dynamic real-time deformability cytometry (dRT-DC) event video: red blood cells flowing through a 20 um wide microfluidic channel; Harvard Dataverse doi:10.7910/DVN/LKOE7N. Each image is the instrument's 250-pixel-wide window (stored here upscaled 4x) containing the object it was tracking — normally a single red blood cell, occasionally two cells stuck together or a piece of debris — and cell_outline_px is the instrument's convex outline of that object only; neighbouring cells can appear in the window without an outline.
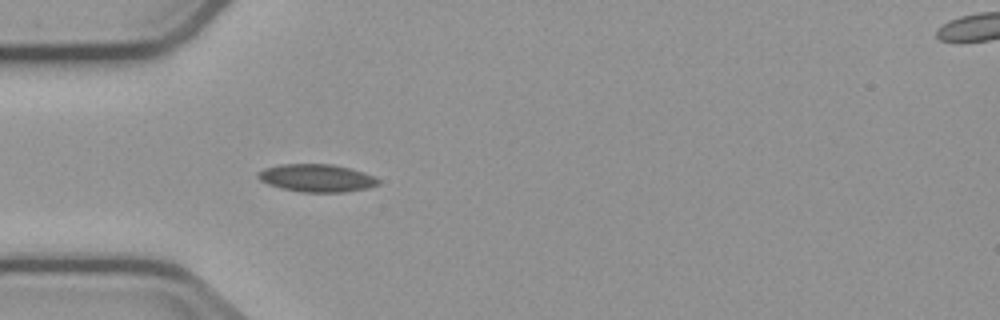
{"species": "common noctule bat (a hibernating species)", "species_latin": "Nyctalus noctula", "temperature_condition": "cold", "stored_images_in_passage": 5, "segment_of_instrument_passage": [1, 2], "camera_frame_rate_fps": 3000, "um_per_image_px": 0.085, "animal": {"sex": "male", "body_mass_g": 23.1, "forearm_length_mm": 52.7}, "frame": {"image": 1, "passage_image": 4, "time_ms": 4.667, "image_size_px": [1000, 320], "cell_outline_px": [[380, 184], [368, 188], [344, 192], [300, 192], [280, 188], [268, 184], [260, 180], [256, 176], [256, 172], [264, 168], [280, 164], [332, 164], [364, 172], [380, 180]], "centroid_in_image_um": [26.88, 15.13], "position_along_channel_um": 58.1, "area_um2": 19.54}}